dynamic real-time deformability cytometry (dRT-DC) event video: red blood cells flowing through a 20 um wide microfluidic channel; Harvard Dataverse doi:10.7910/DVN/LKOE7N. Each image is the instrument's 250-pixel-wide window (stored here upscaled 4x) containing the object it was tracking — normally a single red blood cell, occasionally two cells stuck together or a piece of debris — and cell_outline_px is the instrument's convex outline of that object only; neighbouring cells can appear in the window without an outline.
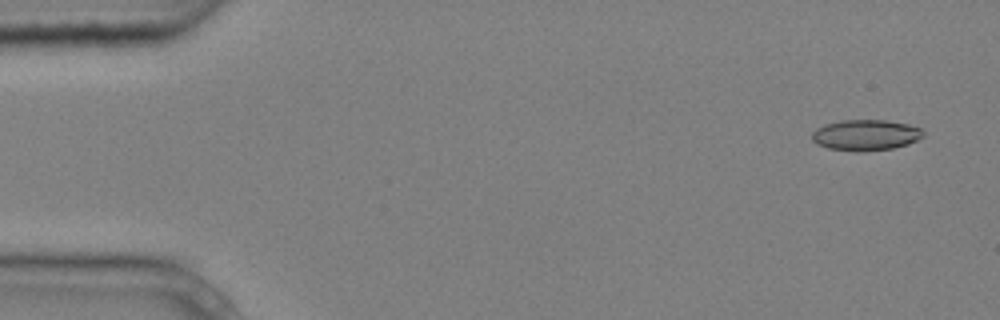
{"species": "common noctule bat (a hibernating species)", "species_latin": "Nyctalus noctula", "temperature_condition": "cold", "stored_images_in_passage": 3, "camera_frame_rate_fps": 3000, "um_per_image_px": 0.085, "animal": {"sex": "male", "body_mass_g": 20.4}, "frame": {"image": 1, "passage_image": 1, "time_ms": 0.0, "image_size_px": [1000, 320], "cell_outline_px": [[924, 136], [908, 144], [892, 148], [864, 152], [856, 152], [828, 148], [816, 144], [812, 140], [812, 132], [816, 128], [824, 124], [840, 120], [888, 120], [908, 124], [920, 128], [924, 132]], "centroid_in_image_um": [73.56, 11.48], "position_along_channel_um": 11.4, "area_um2": 20.23}}